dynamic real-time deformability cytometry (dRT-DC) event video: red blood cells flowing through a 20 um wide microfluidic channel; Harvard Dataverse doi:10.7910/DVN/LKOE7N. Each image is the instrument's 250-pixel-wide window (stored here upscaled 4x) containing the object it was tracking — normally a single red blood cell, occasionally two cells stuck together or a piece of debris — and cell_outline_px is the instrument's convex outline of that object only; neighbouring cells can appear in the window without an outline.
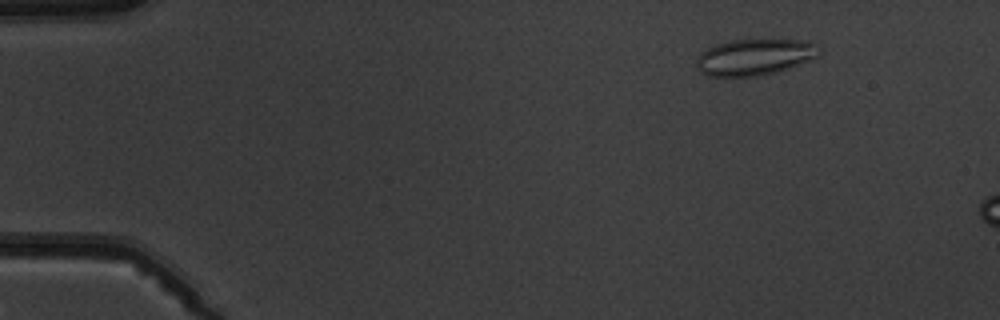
{"species": "common noctule bat (a hibernating species)", "species_latin": "Nyctalus noctula", "temperature_condition": "warm", "stored_images_in_passage": 6, "camera_frame_rate_fps": 3000, "um_per_image_px": 0.085, "animal": {"sex": "male", "body_mass_g": 19.5, "forearm_length_mm": 54.6}, "frame": {"image": 1, "passage_image": 2, "time_ms": 2.0, "image_size_px": [1000, 320], "cell_outline_px": [[820, 52], [812, 60], [776, 72], [756, 76], [708, 76], [700, 72], [696, 64], [696, 60], [700, 52], [716, 44], [728, 40], [804, 40], [820, 44]], "centroid_in_image_um": [64.15, 4.84], "position_along_channel_um": 20.8, "area_um2": 26.07}}